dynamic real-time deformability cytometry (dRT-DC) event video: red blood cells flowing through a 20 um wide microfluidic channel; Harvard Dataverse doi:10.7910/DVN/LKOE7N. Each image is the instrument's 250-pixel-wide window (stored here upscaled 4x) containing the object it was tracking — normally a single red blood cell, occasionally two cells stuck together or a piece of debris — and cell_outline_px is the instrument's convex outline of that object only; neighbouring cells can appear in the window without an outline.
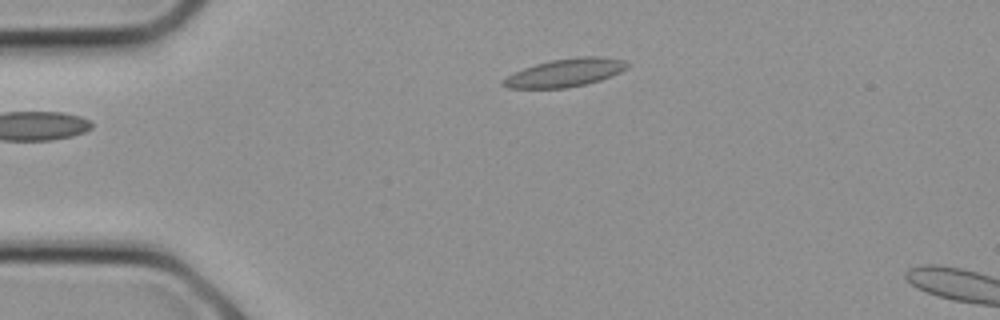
{"species": "common noctule bat (a hibernating species)", "species_latin": "Nyctalus noctula", "temperature_condition": "cold", "stored_images_in_passage": 7, "camera_frame_rate_fps": 3000, "um_per_image_px": 0.085, "animal": {"sex": "female", "body_mass_g": 21.9}, "frame": {"image": 1, "passage_image": 7, "time_ms": 2.0, "image_size_px": [1000, 320], "cell_outline_px": [[632, 64], [628, 68], [612, 76], [600, 80], [568, 88], [508, 88], [500, 84], [500, 80], [524, 68], [536, 64], [552, 60], [580, 56], [604, 56], [624, 60]], "centroid_in_image_um": [48.09, 6.17], "position_along_channel_um": 36.9, "area_um2": 20.4}}